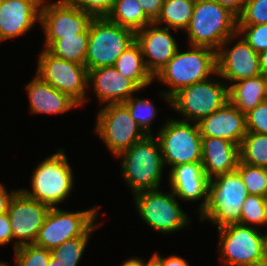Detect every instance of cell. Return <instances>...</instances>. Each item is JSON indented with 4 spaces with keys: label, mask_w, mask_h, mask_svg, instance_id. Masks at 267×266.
<instances>
[{
    "label": "cell",
    "mask_w": 267,
    "mask_h": 266,
    "mask_svg": "<svg viewBox=\"0 0 267 266\" xmlns=\"http://www.w3.org/2000/svg\"><path fill=\"white\" fill-rule=\"evenodd\" d=\"M217 73V51L205 46H191L188 51H176L173 58L155 75L169 90L160 92L171 105V98L181 89L209 79Z\"/></svg>",
    "instance_id": "obj_1"
},
{
    "label": "cell",
    "mask_w": 267,
    "mask_h": 266,
    "mask_svg": "<svg viewBox=\"0 0 267 266\" xmlns=\"http://www.w3.org/2000/svg\"><path fill=\"white\" fill-rule=\"evenodd\" d=\"M117 158H122L120 173L133 195L161 189L165 164L159 140L153 134L136 142Z\"/></svg>",
    "instance_id": "obj_2"
},
{
    "label": "cell",
    "mask_w": 267,
    "mask_h": 266,
    "mask_svg": "<svg viewBox=\"0 0 267 266\" xmlns=\"http://www.w3.org/2000/svg\"><path fill=\"white\" fill-rule=\"evenodd\" d=\"M240 174L235 170L209 179L207 202L200 221L209 220L217 229L232 224H241V207L248 196Z\"/></svg>",
    "instance_id": "obj_3"
},
{
    "label": "cell",
    "mask_w": 267,
    "mask_h": 266,
    "mask_svg": "<svg viewBox=\"0 0 267 266\" xmlns=\"http://www.w3.org/2000/svg\"><path fill=\"white\" fill-rule=\"evenodd\" d=\"M57 150L34 169L31 176L32 189H20L28 197L50 208H56L57 204L64 202L74 189V176L65 150Z\"/></svg>",
    "instance_id": "obj_4"
},
{
    "label": "cell",
    "mask_w": 267,
    "mask_h": 266,
    "mask_svg": "<svg viewBox=\"0 0 267 266\" xmlns=\"http://www.w3.org/2000/svg\"><path fill=\"white\" fill-rule=\"evenodd\" d=\"M237 16L214 0H196L192 18L186 28L191 46H205L217 51L221 44L237 33Z\"/></svg>",
    "instance_id": "obj_5"
},
{
    "label": "cell",
    "mask_w": 267,
    "mask_h": 266,
    "mask_svg": "<svg viewBox=\"0 0 267 266\" xmlns=\"http://www.w3.org/2000/svg\"><path fill=\"white\" fill-rule=\"evenodd\" d=\"M135 41L134 31L111 22L107 17H94L89 25L86 68L114 66L118 57Z\"/></svg>",
    "instance_id": "obj_6"
},
{
    "label": "cell",
    "mask_w": 267,
    "mask_h": 266,
    "mask_svg": "<svg viewBox=\"0 0 267 266\" xmlns=\"http://www.w3.org/2000/svg\"><path fill=\"white\" fill-rule=\"evenodd\" d=\"M222 80L216 73L207 80L181 89L171 98L170 107L181 114V120L198 123L229 101V86Z\"/></svg>",
    "instance_id": "obj_7"
},
{
    "label": "cell",
    "mask_w": 267,
    "mask_h": 266,
    "mask_svg": "<svg viewBox=\"0 0 267 266\" xmlns=\"http://www.w3.org/2000/svg\"><path fill=\"white\" fill-rule=\"evenodd\" d=\"M171 190H147L134 194L136 211L150 228L162 234L175 233L190 225L188 214L179 206Z\"/></svg>",
    "instance_id": "obj_8"
},
{
    "label": "cell",
    "mask_w": 267,
    "mask_h": 266,
    "mask_svg": "<svg viewBox=\"0 0 267 266\" xmlns=\"http://www.w3.org/2000/svg\"><path fill=\"white\" fill-rule=\"evenodd\" d=\"M156 137L165 166L201 162L202 137L196 122L167 118Z\"/></svg>",
    "instance_id": "obj_9"
},
{
    "label": "cell",
    "mask_w": 267,
    "mask_h": 266,
    "mask_svg": "<svg viewBox=\"0 0 267 266\" xmlns=\"http://www.w3.org/2000/svg\"><path fill=\"white\" fill-rule=\"evenodd\" d=\"M99 211L96 204L92 208L76 212L50 208L34 245L52 250L66 240L84 236L97 223Z\"/></svg>",
    "instance_id": "obj_10"
},
{
    "label": "cell",
    "mask_w": 267,
    "mask_h": 266,
    "mask_svg": "<svg viewBox=\"0 0 267 266\" xmlns=\"http://www.w3.org/2000/svg\"><path fill=\"white\" fill-rule=\"evenodd\" d=\"M96 119L95 133L114 157L147 136L123 103L102 106Z\"/></svg>",
    "instance_id": "obj_11"
},
{
    "label": "cell",
    "mask_w": 267,
    "mask_h": 266,
    "mask_svg": "<svg viewBox=\"0 0 267 266\" xmlns=\"http://www.w3.org/2000/svg\"><path fill=\"white\" fill-rule=\"evenodd\" d=\"M218 252L225 266H250L266 255L260 228L232 224L218 229ZM224 261V262H223Z\"/></svg>",
    "instance_id": "obj_12"
},
{
    "label": "cell",
    "mask_w": 267,
    "mask_h": 266,
    "mask_svg": "<svg viewBox=\"0 0 267 266\" xmlns=\"http://www.w3.org/2000/svg\"><path fill=\"white\" fill-rule=\"evenodd\" d=\"M41 51L38 55L36 75L56 90L68 94L80 108L85 105L90 99L86 97V90L90 88L86 66L57 58L44 48Z\"/></svg>",
    "instance_id": "obj_13"
},
{
    "label": "cell",
    "mask_w": 267,
    "mask_h": 266,
    "mask_svg": "<svg viewBox=\"0 0 267 266\" xmlns=\"http://www.w3.org/2000/svg\"><path fill=\"white\" fill-rule=\"evenodd\" d=\"M93 18L90 13L69 5L65 0L52 3L43 0L39 23L45 34V40H58L83 33Z\"/></svg>",
    "instance_id": "obj_14"
},
{
    "label": "cell",
    "mask_w": 267,
    "mask_h": 266,
    "mask_svg": "<svg viewBox=\"0 0 267 266\" xmlns=\"http://www.w3.org/2000/svg\"><path fill=\"white\" fill-rule=\"evenodd\" d=\"M49 210V206L28 197L18 189L7 210L13 240L16 238L14 250L25 244H34Z\"/></svg>",
    "instance_id": "obj_15"
},
{
    "label": "cell",
    "mask_w": 267,
    "mask_h": 266,
    "mask_svg": "<svg viewBox=\"0 0 267 266\" xmlns=\"http://www.w3.org/2000/svg\"><path fill=\"white\" fill-rule=\"evenodd\" d=\"M234 39L238 41L231 48L229 45ZM217 73L223 80L231 82L228 86L261 75L259 53L255 52L239 33H236L227 38L217 50Z\"/></svg>",
    "instance_id": "obj_16"
},
{
    "label": "cell",
    "mask_w": 267,
    "mask_h": 266,
    "mask_svg": "<svg viewBox=\"0 0 267 266\" xmlns=\"http://www.w3.org/2000/svg\"><path fill=\"white\" fill-rule=\"evenodd\" d=\"M168 27L154 22L136 32L145 65L153 77L173 58L179 46ZM146 57V58H145Z\"/></svg>",
    "instance_id": "obj_17"
},
{
    "label": "cell",
    "mask_w": 267,
    "mask_h": 266,
    "mask_svg": "<svg viewBox=\"0 0 267 266\" xmlns=\"http://www.w3.org/2000/svg\"><path fill=\"white\" fill-rule=\"evenodd\" d=\"M103 106L124 103L141 88L131 79L123 76L114 66L88 70V87Z\"/></svg>",
    "instance_id": "obj_18"
},
{
    "label": "cell",
    "mask_w": 267,
    "mask_h": 266,
    "mask_svg": "<svg viewBox=\"0 0 267 266\" xmlns=\"http://www.w3.org/2000/svg\"><path fill=\"white\" fill-rule=\"evenodd\" d=\"M43 0H1L0 42L20 37L40 22Z\"/></svg>",
    "instance_id": "obj_19"
},
{
    "label": "cell",
    "mask_w": 267,
    "mask_h": 266,
    "mask_svg": "<svg viewBox=\"0 0 267 266\" xmlns=\"http://www.w3.org/2000/svg\"><path fill=\"white\" fill-rule=\"evenodd\" d=\"M201 137H215L229 140L239 147L247 134L246 114L230 101L198 123Z\"/></svg>",
    "instance_id": "obj_20"
},
{
    "label": "cell",
    "mask_w": 267,
    "mask_h": 266,
    "mask_svg": "<svg viewBox=\"0 0 267 266\" xmlns=\"http://www.w3.org/2000/svg\"><path fill=\"white\" fill-rule=\"evenodd\" d=\"M169 188L179 200L196 202L202 200L198 211L201 212L207 202L209 178L201 162L180 164L170 168Z\"/></svg>",
    "instance_id": "obj_21"
},
{
    "label": "cell",
    "mask_w": 267,
    "mask_h": 266,
    "mask_svg": "<svg viewBox=\"0 0 267 266\" xmlns=\"http://www.w3.org/2000/svg\"><path fill=\"white\" fill-rule=\"evenodd\" d=\"M201 152V163L209 179L237 169L240 160L239 146L229 140L202 137Z\"/></svg>",
    "instance_id": "obj_22"
},
{
    "label": "cell",
    "mask_w": 267,
    "mask_h": 266,
    "mask_svg": "<svg viewBox=\"0 0 267 266\" xmlns=\"http://www.w3.org/2000/svg\"><path fill=\"white\" fill-rule=\"evenodd\" d=\"M33 114H63L72 108L80 107L68 94L56 90L37 75L25 86Z\"/></svg>",
    "instance_id": "obj_23"
},
{
    "label": "cell",
    "mask_w": 267,
    "mask_h": 266,
    "mask_svg": "<svg viewBox=\"0 0 267 266\" xmlns=\"http://www.w3.org/2000/svg\"><path fill=\"white\" fill-rule=\"evenodd\" d=\"M267 100V77L258 75L232 83L229 86V101L246 114Z\"/></svg>",
    "instance_id": "obj_24"
},
{
    "label": "cell",
    "mask_w": 267,
    "mask_h": 266,
    "mask_svg": "<svg viewBox=\"0 0 267 266\" xmlns=\"http://www.w3.org/2000/svg\"><path fill=\"white\" fill-rule=\"evenodd\" d=\"M114 67L125 77L133 80L142 90L154 82L148 71L140 45L135 41L116 60Z\"/></svg>",
    "instance_id": "obj_25"
},
{
    "label": "cell",
    "mask_w": 267,
    "mask_h": 266,
    "mask_svg": "<svg viewBox=\"0 0 267 266\" xmlns=\"http://www.w3.org/2000/svg\"><path fill=\"white\" fill-rule=\"evenodd\" d=\"M89 27L75 36L63 37L58 40H45L42 46L53 56L85 65V59L88 50Z\"/></svg>",
    "instance_id": "obj_26"
},
{
    "label": "cell",
    "mask_w": 267,
    "mask_h": 266,
    "mask_svg": "<svg viewBox=\"0 0 267 266\" xmlns=\"http://www.w3.org/2000/svg\"><path fill=\"white\" fill-rule=\"evenodd\" d=\"M107 18L135 33L153 23L137 0H115L113 9Z\"/></svg>",
    "instance_id": "obj_27"
},
{
    "label": "cell",
    "mask_w": 267,
    "mask_h": 266,
    "mask_svg": "<svg viewBox=\"0 0 267 266\" xmlns=\"http://www.w3.org/2000/svg\"><path fill=\"white\" fill-rule=\"evenodd\" d=\"M196 0H164L161 12L155 24L174 29V31H185L193 15Z\"/></svg>",
    "instance_id": "obj_28"
},
{
    "label": "cell",
    "mask_w": 267,
    "mask_h": 266,
    "mask_svg": "<svg viewBox=\"0 0 267 266\" xmlns=\"http://www.w3.org/2000/svg\"><path fill=\"white\" fill-rule=\"evenodd\" d=\"M240 161L267 168V134L247 132L239 147Z\"/></svg>",
    "instance_id": "obj_29"
},
{
    "label": "cell",
    "mask_w": 267,
    "mask_h": 266,
    "mask_svg": "<svg viewBox=\"0 0 267 266\" xmlns=\"http://www.w3.org/2000/svg\"><path fill=\"white\" fill-rule=\"evenodd\" d=\"M99 226L100 223L97 222L84 236L66 240L62 245L50 250L51 258L60 261L62 266H77L81 261L92 233Z\"/></svg>",
    "instance_id": "obj_30"
},
{
    "label": "cell",
    "mask_w": 267,
    "mask_h": 266,
    "mask_svg": "<svg viewBox=\"0 0 267 266\" xmlns=\"http://www.w3.org/2000/svg\"><path fill=\"white\" fill-rule=\"evenodd\" d=\"M236 171L249 194L265 197L267 194V168L243 163L239 160Z\"/></svg>",
    "instance_id": "obj_31"
},
{
    "label": "cell",
    "mask_w": 267,
    "mask_h": 266,
    "mask_svg": "<svg viewBox=\"0 0 267 266\" xmlns=\"http://www.w3.org/2000/svg\"><path fill=\"white\" fill-rule=\"evenodd\" d=\"M129 110L133 119L138 123L141 129L147 134L152 135L151 125L156 117L157 110L153 101L149 99L135 97L133 95L129 100L123 103Z\"/></svg>",
    "instance_id": "obj_32"
},
{
    "label": "cell",
    "mask_w": 267,
    "mask_h": 266,
    "mask_svg": "<svg viewBox=\"0 0 267 266\" xmlns=\"http://www.w3.org/2000/svg\"><path fill=\"white\" fill-rule=\"evenodd\" d=\"M241 224L247 226L266 225L267 202L265 197L248 194L241 207Z\"/></svg>",
    "instance_id": "obj_33"
},
{
    "label": "cell",
    "mask_w": 267,
    "mask_h": 266,
    "mask_svg": "<svg viewBox=\"0 0 267 266\" xmlns=\"http://www.w3.org/2000/svg\"><path fill=\"white\" fill-rule=\"evenodd\" d=\"M17 266H48L51 252L34 244H25L14 250Z\"/></svg>",
    "instance_id": "obj_34"
},
{
    "label": "cell",
    "mask_w": 267,
    "mask_h": 266,
    "mask_svg": "<svg viewBox=\"0 0 267 266\" xmlns=\"http://www.w3.org/2000/svg\"><path fill=\"white\" fill-rule=\"evenodd\" d=\"M267 24V0H246L237 25Z\"/></svg>",
    "instance_id": "obj_35"
},
{
    "label": "cell",
    "mask_w": 267,
    "mask_h": 266,
    "mask_svg": "<svg viewBox=\"0 0 267 266\" xmlns=\"http://www.w3.org/2000/svg\"><path fill=\"white\" fill-rule=\"evenodd\" d=\"M237 33L257 53L267 49V24L237 25Z\"/></svg>",
    "instance_id": "obj_36"
},
{
    "label": "cell",
    "mask_w": 267,
    "mask_h": 266,
    "mask_svg": "<svg viewBox=\"0 0 267 266\" xmlns=\"http://www.w3.org/2000/svg\"><path fill=\"white\" fill-rule=\"evenodd\" d=\"M69 5L90 13L93 17H107L115 0H65Z\"/></svg>",
    "instance_id": "obj_37"
},
{
    "label": "cell",
    "mask_w": 267,
    "mask_h": 266,
    "mask_svg": "<svg viewBox=\"0 0 267 266\" xmlns=\"http://www.w3.org/2000/svg\"><path fill=\"white\" fill-rule=\"evenodd\" d=\"M247 132L267 134V100L246 113Z\"/></svg>",
    "instance_id": "obj_38"
},
{
    "label": "cell",
    "mask_w": 267,
    "mask_h": 266,
    "mask_svg": "<svg viewBox=\"0 0 267 266\" xmlns=\"http://www.w3.org/2000/svg\"><path fill=\"white\" fill-rule=\"evenodd\" d=\"M145 14L154 22L161 12L164 0H137Z\"/></svg>",
    "instance_id": "obj_39"
},
{
    "label": "cell",
    "mask_w": 267,
    "mask_h": 266,
    "mask_svg": "<svg viewBox=\"0 0 267 266\" xmlns=\"http://www.w3.org/2000/svg\"><path fill=\"white\" fill-rule=\"evenodd\" d=\"M13 240L10 218L8 213L0 215V246L6 245Z\"/></svg>",
    "instance_id": "obj_40"
},
{
    "label": "cell",
    "mask_w": 267,
    "mask_h": 266,
    "mask_svg": "<svg viewBox=\"0 0 267 266\" xmlns=\"http://www.w3.org/2000/svg\"><path fill=\"white\" fill-rule=\"evenodd\" d=\"M153 255L161 262L162 266H190L184 258L175 254L164 258L159 253L155 252Z\"/></svg>",
    "instance_id": "obj_41"
},
{
    "label": "cell",
    "mask_w": 267,
    "mask_h": 266,
    "mask_svg": "<svg viewBox=\"0 0 267 266\" xmlns=\"http://www.w3.org/2000/svg\"><path fill=\"white\" fill-rule=\"evenodd\" d=\"M17 191V189L7 191L6 187L0 183V215L7 212L10 201Z\"/></svg>",
    "instance_id": "obj_42"
},
{
    "label": "cell",
    "mask_w": 267,
    "mask_h": 266,
    "mask_svg": "<svg viewBox=\"0 0 267 266\" xmlns=\"http://www.w3.org/2000/svg\"><path fill=\"white\" fill-rule=\"evenodd\" d=\"M221 6L228 8L236 16L243 10L246 0H214Z\"/></svg>",
    "instance_id": "obj_43"
},
{
    "label": "cell",
    "mask_w": 267,
    "mask_h": 266,
    "mask_svg": "<svg viewBox=\"0 0 267 266\" xmlns=\"http://www.w3.org/2000/svg\"><path fill=\"white\" fill-rule=\"evenodd\" d=\"M259 65L261 75L267 77V49L259 53Z\"/></svg>",
    "instance_id": "obj_44"
},
{
    "label": "cell",
    "mask_w": 267,
    "mask_h": 266,
    "mask_svg": "<svg viewBox=\"0 0 267 266\" xmlns=\"http://www.w3.org/2000/svg\"><path fill=\"white\" fill-rule=\"evenodd\" d=\"M121 266H144V260L138 257H132L126 260Z\"/></svg>",
    "instance_id": "obj_45"
},
{
    "label": "cell",
    "mask_w": 267,
    "mask_h": 266,
    "mask_svg": "<svg viewBox=\"0 0 267 266\" xmlns=\"http://www.w3.org/2000/svg\"><path fill=\"white\" fill-rule=\"evenodd\" d=\"M144 266H162L161 262L152 254L147 263L144 261Z\"/></svg>",
    "instance_id": "obj_46"
},
{
    "label": "cell",
    "mask_w": 267,
    "mask_h": 266,
    "mask_svg": "<svg viewBox=\"0 0 267 266\" xmlns=\"http://www.w3.org/2000/svg\"><path fill=\"white\" fill-rule=\"evenodd\" d=\"M250 266H267V255Z\"/></svg>",
    "instance_id": "obj_47"
},
{
    "label": "cell",
    "mask_w": 267,
    "mask_h": 266,
    "mask_svg": "<svg viewBox=\"0 0 267 266\" xmlns=\"http://www.w3.org/2000/svg\"><path fill=\"white\" fill-rule=\"evenodd\" d=\"M48 266H62L60 261H56L53 258L50 259Z\"/></svg>",
    "instance_id": "obj_48"
},
{
    "label": "cell",
    "mask_w": 267,
    "mask_h": 266,
    "mask_svg": "<svg viewBox=\"0 0 267 266\" xmlns=\"http://www.w3.org/2000/svg\"><path fill=\"white\" fill-rule=\"evenodd\" d=\"M267 224V222H266ZM263 239H264V245H265V251H266V255H267V230L266 233H263Z\"/></svg>",
    "instance_id": "obj_49"
}]
</instances>
